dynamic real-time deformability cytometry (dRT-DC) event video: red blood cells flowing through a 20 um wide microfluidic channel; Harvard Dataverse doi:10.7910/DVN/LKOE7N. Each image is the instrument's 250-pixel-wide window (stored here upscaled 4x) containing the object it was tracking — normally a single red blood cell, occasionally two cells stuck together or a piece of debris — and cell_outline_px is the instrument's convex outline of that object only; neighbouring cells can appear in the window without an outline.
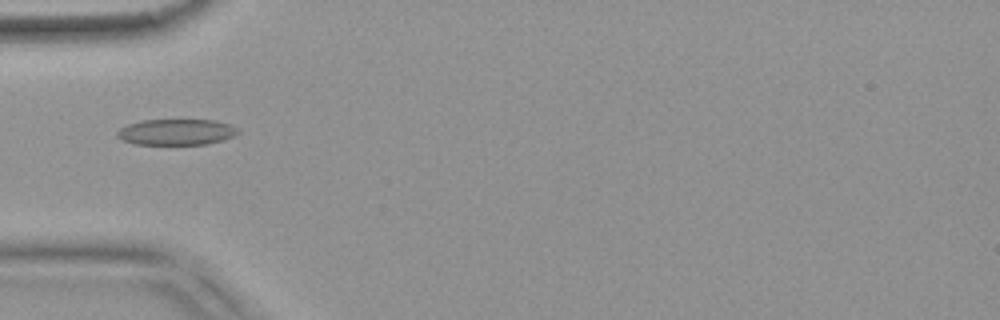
{"species": "common noctule bat (a hibernating species)", "species_latin": "Nyctalus noctula", "temperature_condition": "warm", "stored_images_in_passage": 4, "camera_frame_rate_fps": 3000, "um_per_image_px": 0.085, "animal": {"sex": "female", "body_mass_g": 18.4}, "frame": {"image": 1, "passage_image": 1, "time_ms": 0.0, "image_size_px": [1000, 320], "cell_outline_px": [[240, 132], [224, 140], [208, 144], [136, 144], [120, 140], [116, 136], [116, 132], [120, 128], [128, 124], [140, 120], [216, 120], [228, 124], [236, 128]], "centroid_in_image_um": [14.95, 11.22], "position_along_channel_um": 70.0, "area_um2": 18.32}}